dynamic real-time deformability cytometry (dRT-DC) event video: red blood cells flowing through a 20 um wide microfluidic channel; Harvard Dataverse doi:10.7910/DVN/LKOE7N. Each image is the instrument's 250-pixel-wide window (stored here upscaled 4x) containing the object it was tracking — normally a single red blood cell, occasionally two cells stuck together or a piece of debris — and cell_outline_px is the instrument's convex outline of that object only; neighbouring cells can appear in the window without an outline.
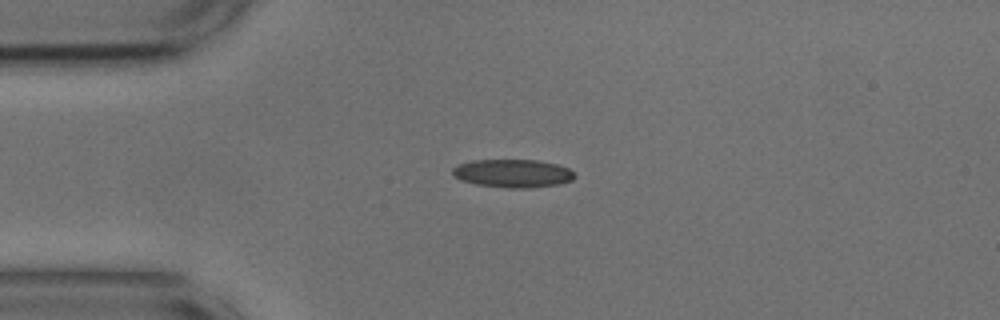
{"species": "common noctule bat (a hibernating species)", "species_latin": "Nyctalus noctula", "temperature_condition": "cold", "stored_images_in_passage": 1, "camera_frame_rate_fps": 3000, "um_per_image_px": 0.085, "animal": {"sex": "male", "body_mass_g": 17.9, "forearm_length_mm": 54.2}, "frame": {"image": 1, "passage_image": 1, "time_ms": 0.0, "image_size_px": [1000, 320], "cell_outline_px": [[576, 176], [572, 180], [556, 184], [528, 188], [508, 188], [476, 184], [460, 180], [452, 176], [452, 168], [460, 164], [472, 160], [536, 160], [556, 164], [568, 168]], "centroid_in_image_um": [43.54, 14.73], "position_along_channel_um": 41.5, "area_um2": 19.94}}